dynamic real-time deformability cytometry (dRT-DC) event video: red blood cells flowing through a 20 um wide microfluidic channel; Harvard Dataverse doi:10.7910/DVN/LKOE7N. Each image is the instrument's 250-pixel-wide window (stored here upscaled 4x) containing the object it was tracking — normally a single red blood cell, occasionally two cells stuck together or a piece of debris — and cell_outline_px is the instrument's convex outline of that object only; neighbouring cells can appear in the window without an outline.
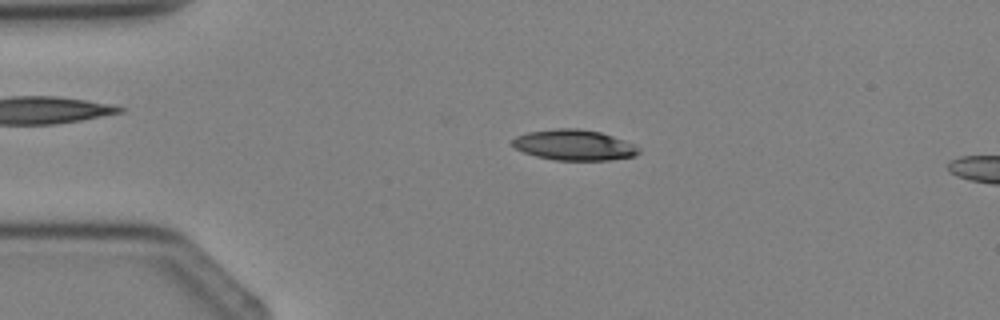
{"species": "Egyptian fruit bat (a non-hibernating species)", "species_latin": "Rousettus aegyptiacus", "temperature_condition": "cold", "stored_images_in_passage": 2, "camera_frame_rate_fps": 3000, "um_per_image_px": 0.085, "animal": {"sex": "female"}, "frame": {"image": 1, "passage_image": 1, "time_ms": 0.0, "image_size_px": [1000, 320], "cell_outline_px": [[640, 152], [636, 156], [612, 160], [556, 160], [536, 156], [524, 152], [516, 148], [512, 144], [512, 140], [516, 136], [528, 132], [556, 128], [576, 128], [600, 132], [636, 144], [640, 148]], "centroid_in_image_um": [48.84, 12.33], "position_along_channel_um": 36.2, "area_um2": 22.6}}